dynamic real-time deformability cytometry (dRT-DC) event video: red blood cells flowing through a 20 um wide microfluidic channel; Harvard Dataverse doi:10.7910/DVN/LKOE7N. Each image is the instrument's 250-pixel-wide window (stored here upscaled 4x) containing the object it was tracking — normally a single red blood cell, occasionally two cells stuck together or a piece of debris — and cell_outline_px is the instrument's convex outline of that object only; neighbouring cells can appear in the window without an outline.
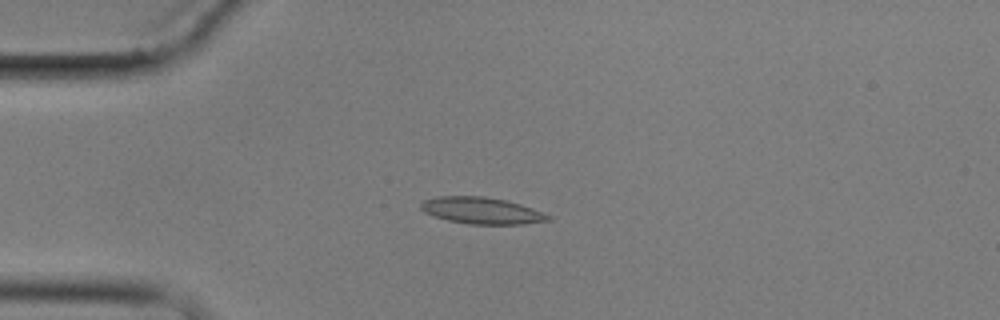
{"species": "common noctule bat (a hibernating species)", "species_latin": "Nyctalus noctula", "temperature_condition": "cold", "stored_images_in_passage": 6, "camera_frame_rate_fps": 3000, "um_per_image_px": 0.085, "animal": {"sex": "male", "body_mass_g": 17.9}, "frame": {"image": 1, "passage_image": 3, "time_ms": 2.333, "image_size_px": [1000, 320], "cell_outline_px": [[552, 220], [524, 224], [468, 224], [448, 220], [432, 216], [424, 212], [420, 208], [420, 204], [424, 200], [436, 196], [484, 196], [504, 200], [520, 204], [532, 208], [552, 216]], "centroid_in_image_um": [40.93, 17.9], "position_along_channel_um": 44.1, "area_um2": 19.83}}
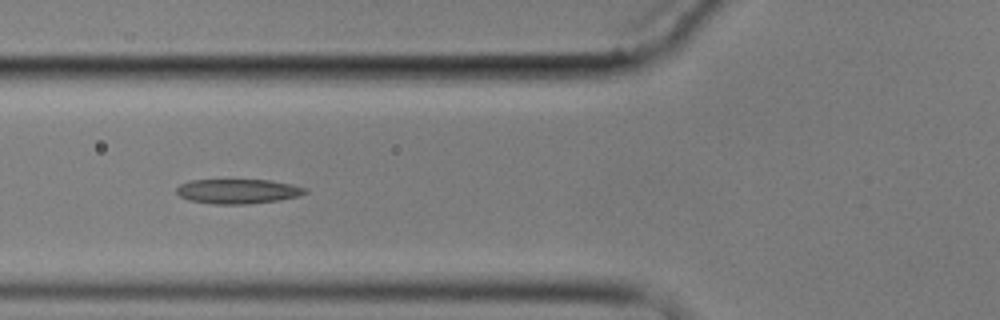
{"frame": {"image": 2, "passage_image": 5, "time_ms": 4.667, "image_size_px": [1000, 320], "cell_outline_px": [[308, 192], [296, 196], [280, 200], [248, 204], [212, 204], [188, 200], [180, 196], [176, 192], [176, 188], [180, 184], [192, 180], [268, 180], [292, 184], [308, 188]], "centroid_in_image_um": [20.22, 16.26], "position_along_channel_um": 105.6, "area_um2": 18.5}}
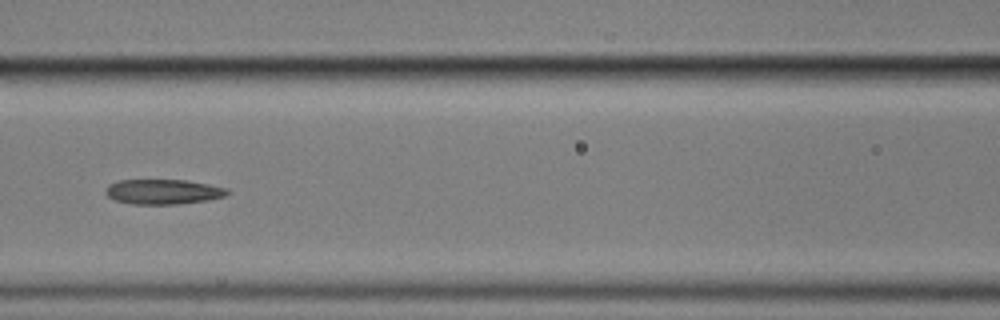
{"frame": {"image": 3, "passage_image": 6, "time_ms": 6.0, "image_size_px": [1000, 320], "cell_outline_px": [[232, 192], [224, 196], [208, 200], [180, 204], [132, 204], [112, 200], [104, 192], [108, 184], [120, 180], [184, 180], [208, 184], [228, 188]], "centroid_in_image_um": [13.86, 16.3], "position_along_channel_um": 152.7, "area_um2": 17.86}}